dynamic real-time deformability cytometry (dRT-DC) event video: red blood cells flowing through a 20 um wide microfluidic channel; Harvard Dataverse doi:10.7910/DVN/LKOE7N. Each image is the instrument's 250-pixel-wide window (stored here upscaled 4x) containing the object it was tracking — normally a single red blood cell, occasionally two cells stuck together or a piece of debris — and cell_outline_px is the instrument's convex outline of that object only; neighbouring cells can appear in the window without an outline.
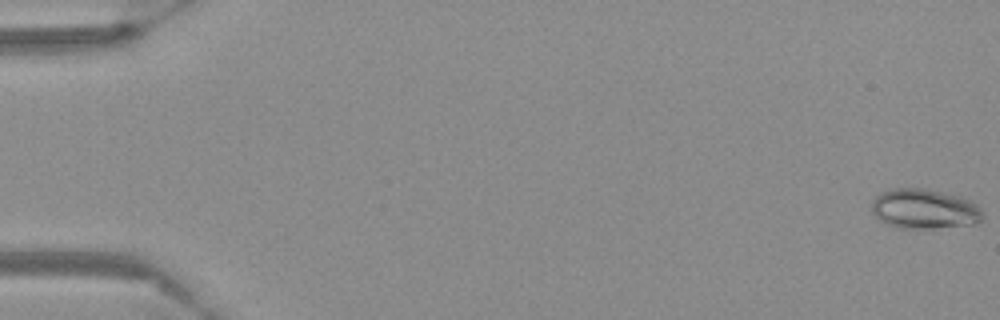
{"species": "Egyptian fruit bat (a non-hibernating species)", "species_latin": "Rousettus aegyptiacus", "temperature_condition": "warm", "stored_images_in_passage": 57, "camera_frame_rate_fps": 3000, "um_per_image_px": 0.085, "frame": {"image": 1, "passage_image": 1, "time_ms": 0.0, "image_size_px": [1000, 320], "cell_outline_px": [[984, 216], [976, 224], [932, 228], [896, 228], [880, 220], [872, 212], [872, 200], [876, 196], [892, 188], [924, 188], [960, 196], [976, 204], [984, 212]], "centroid_in_image_um": [78.58, 17.76], "position_along_channel_um": 6.4, "area_um2": 25.78}}
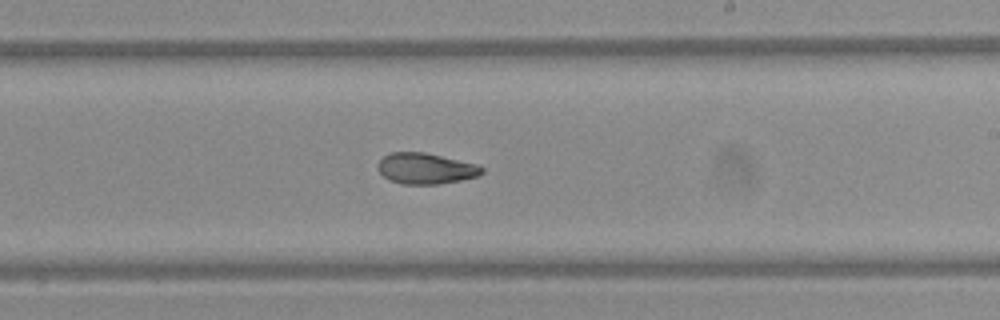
{"frame": {"image": 2, "passage_image": 35, "time_ms": 11.333, "image_size_px": [1000, 320], "cell_outline_px": [[484, 172], [480, 176], [460, 180], [436, 184], [400, 184], [388, 180], [376, 168], [376, 164], [384, 156], [392, 152], [424, 152], [476, 164], [484, 168]], "centroid_in_image_um": [36.16, 14.33], "position_along_channel_um": 252.8, "area_um2": 18.79}}
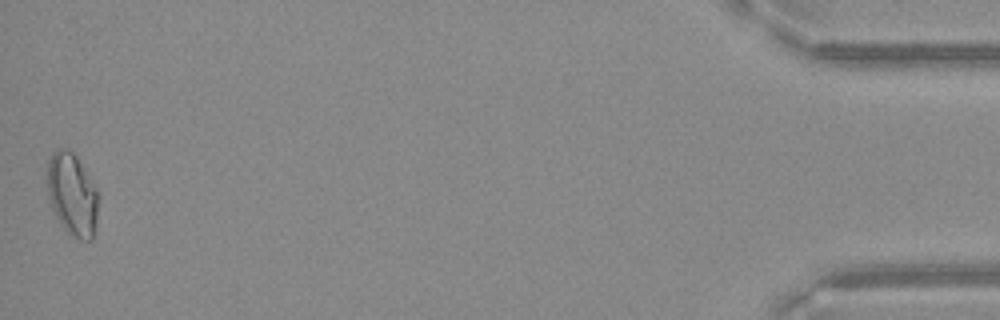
{"frame": {"image": 3, "passage_image": 57, "time_ms": 18.667, "image_size_px": [1000, 320], "cell_outline_px": [[100, 196], [96, 220], [92, 240], [80, 240], [72, 236], [60, 224], [48, 200], [48, 160], [52, 152], [56, 148], [68, 148], [76, 156], [96, 188]], "centroid_in_image_um": [6.14, 16.53], "position_along_channel_um": 429.1, "area_um2": 24.68}}